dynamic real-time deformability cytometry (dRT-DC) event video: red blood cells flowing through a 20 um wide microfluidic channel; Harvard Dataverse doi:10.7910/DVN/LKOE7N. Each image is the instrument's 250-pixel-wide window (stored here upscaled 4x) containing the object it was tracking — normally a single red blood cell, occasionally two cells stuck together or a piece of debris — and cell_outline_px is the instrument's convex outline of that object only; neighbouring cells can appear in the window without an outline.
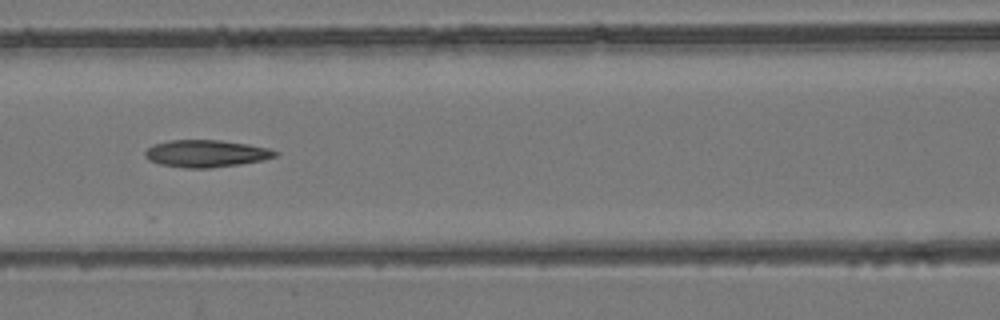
{"species": "common noctule bat (a hibernating species)", "species_latin": "Nyctalus noctula", "temperature_condition": "room temperature", "stored_images_in_passage": 10, "camera_frame_rate_fps": 3000, "um_per_image_px": 0.085, "animal": {"sex": "female", "body_mass_g": 24.6, "forearm_length_mm": 56.2}, "frame": {"image": 1, "passage_image": 6, "time_ms": 1.667, "image_size_px": [1000, 320], "cell_outline_px": [[280, 152], [276, 156], [264, 160], [240, 164], [208, 168], [184, 168], [160, 164], [148, 160], [144, 156], [144, 152], [152, 144], [168, 140], [220, 140], [248, 144], [268, 148]], "centroid_in_image_um": [17.5, 13.05], "position_along_channel_um": 149.1, "area_um2": 20.75}}
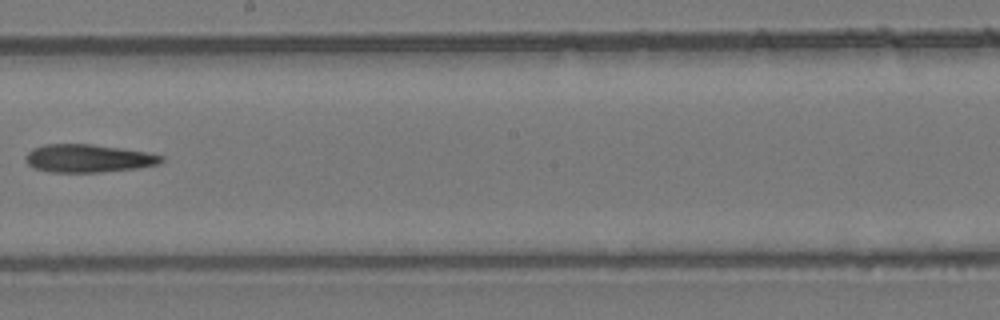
{"frame": {"image": 2, "passage_image": 9, "time_ms": 2.667, "image_size_px": [1000, 320], "cell_outline_px": [[164, 160], [160, 164], [136, 168], [100, 172], [52, 172], [36, 168], [28, 164], [24, 160], [24, 156], [28, 152], [44, 144], [92, 144], [124, 148], [152, 152], [164, 156]], "centroid_in_image_um": [7.56, 13.45], "position_along_channel_um": 240.6, "area_um2": 22.31}}
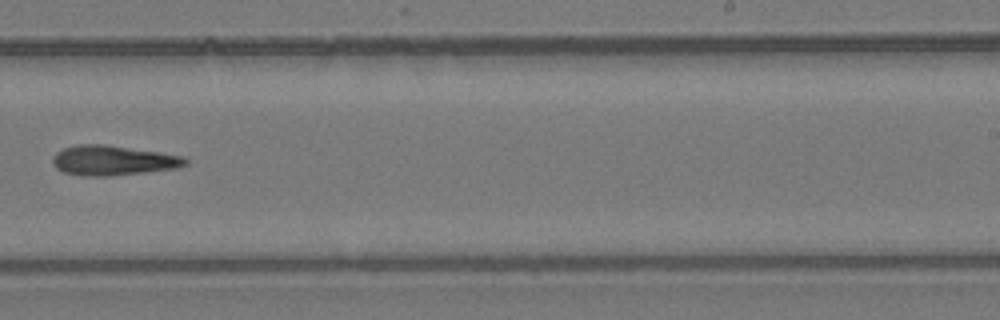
{"frame": {"image": 3, "passage_image": 10, "time_ms": 3.0, "image_size_px": [1000, 320], "cell_outline_px": [[188, 164], [176, 168], [112, 176], [80, 176], [64, 172], [56, 168], [52, 164], [52, 160], [56, 152], [64, 148], [76, 144], [104, 144], [160, 152], [184, 156], [188, 160]], "centroid_in_image_um": [9.59, 13.63], "position_along_channel_um": 279.4, "area_um2": 23.24}}